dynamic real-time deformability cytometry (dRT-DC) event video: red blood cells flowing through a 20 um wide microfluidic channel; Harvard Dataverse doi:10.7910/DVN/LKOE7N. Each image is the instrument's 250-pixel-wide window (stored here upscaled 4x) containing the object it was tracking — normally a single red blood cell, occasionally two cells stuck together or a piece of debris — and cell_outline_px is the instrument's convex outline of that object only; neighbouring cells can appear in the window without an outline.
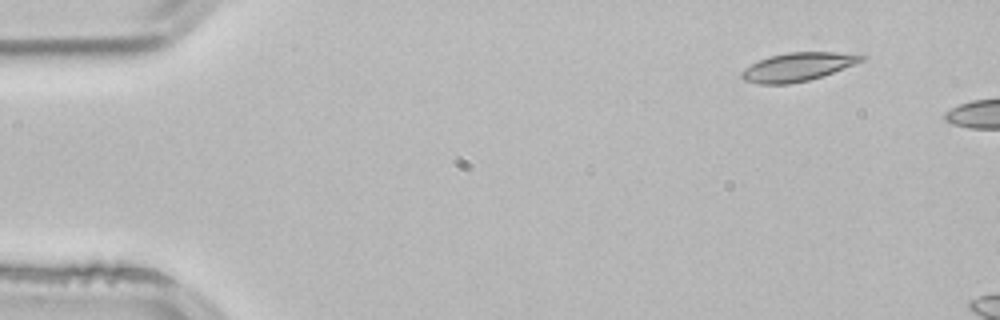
{"species": "common noctule bat (a hibernating species)", "species_latin": "Nyctalus noctula", "temperature_condition": "room temperature", "stored_images_in_passage": 2, "camera_frame_rate_fps": 3000, "um_per_image_px": 0.085, "animal": {"sex": "male", "body_mass_g": 21.5, "forearm_length_mm": 52.0}, "frame": {"image": 1, "passage_image": 1, "time_ms": 0.0, "image_size_px": [1000, 320], "cell_outline_px": [[868, 56], [864, 60], [832, 72], [808, 80], [788, 84], [756, 84], [744, 80], [740, 76], [740, 72], [744, 68], [768, 56], [788, 52], [832, 52]], "centroid_in_image_um": [67.73, 5.69], "position_along_channel_um": 17.3, "area_um2": 19.59}}